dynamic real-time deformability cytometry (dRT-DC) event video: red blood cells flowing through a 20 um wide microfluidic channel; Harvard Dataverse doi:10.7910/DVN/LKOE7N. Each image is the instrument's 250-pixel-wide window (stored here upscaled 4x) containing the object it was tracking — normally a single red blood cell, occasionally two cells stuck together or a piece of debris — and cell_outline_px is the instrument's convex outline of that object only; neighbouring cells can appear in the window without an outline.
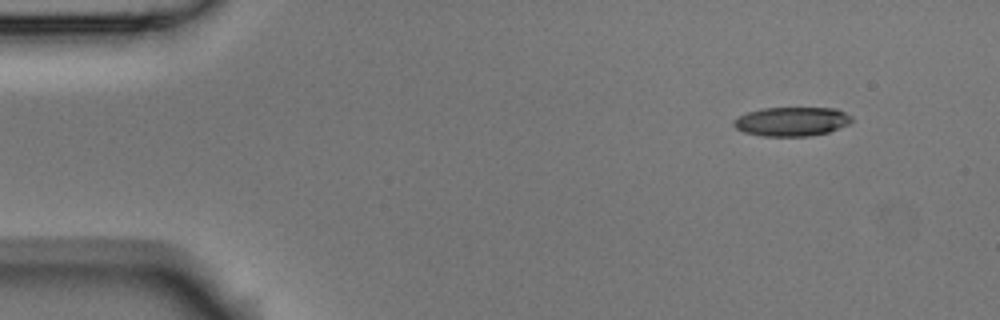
{"species": "Egyptian fruit bat (a non-hibernating species)", "species_latin": "Rousettus aegyptiacus", "temperature_condition": "room temperature", "stored_images_in_passage": 5, "camera_frame_rate_fps": 3000, "um_per_image_px": 0.085, "animal": {"sex": "male"}, "frame": {"image": 1, "passage_image": 1, "time_ms": 0.0, "image_size_px": [1000, 320], "cell_outline_px": [[852, 120], [848, 124], [828, 132], [808, 136], [764, 136], [744, 132], [736, 128], [732, 124], [732, 120], [748, 112], [764, 108], [836, 108], [852, 116]], "centroid_in_image_um": [67.29, 10.32], "position_along_channel_um": 17.7, "area_um2": 19.88}}
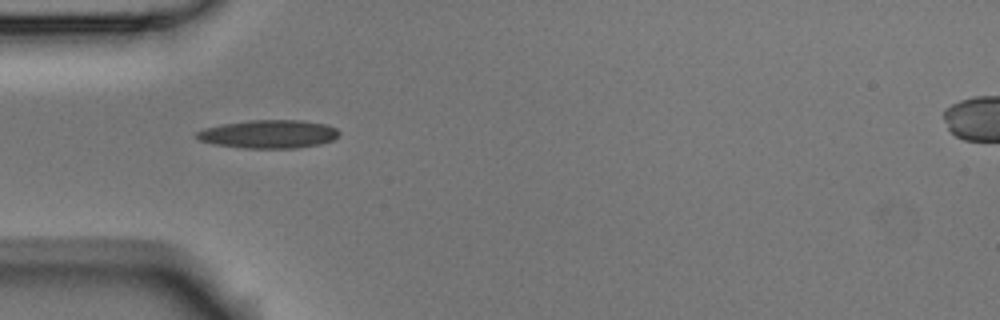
{"frame": {"image": 2, "passage_image": 4, "time_ms": 1.0, "image_size_px": [1000, 320], "cell_outline_px": [[340, 136], [332, 140], [320, 144], [296, 148], [244, 148], [216, 144], [200, 140], [196, 136], [196, 132], [204, 128], [224, 124], [248, 120], [300, 120], [328, 124], [336, 128], [340, 132]], "centroid_in_image_um": [22.89, 11.39], "position_along_channel_um": 62.1, "area_um2": 23.47}}
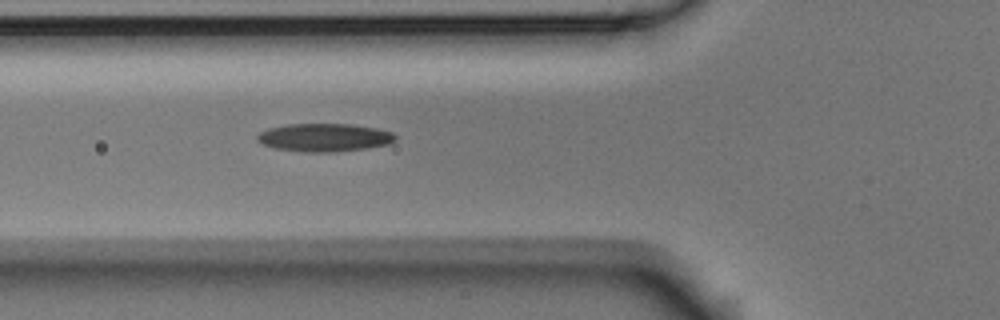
{"frame": {"image": 3, "passage_image": 5, "time_ms": 1.333, "image_size_px": [1000, 320], "cell_outline_px": [[396, 140], [388, 144], [368, 148], [332, 152], [304, 152], [276, 148], [260, 144], [256, 140], [256, 136], [260, 132], [268, 128], [288, 124], [352, 124], [376, 128], [392, 132], [396, 136]], "centroid_in_image_um": [27.55, 11.69], "position_along_channel_um": 98.2, "area_um2": 22.72}}